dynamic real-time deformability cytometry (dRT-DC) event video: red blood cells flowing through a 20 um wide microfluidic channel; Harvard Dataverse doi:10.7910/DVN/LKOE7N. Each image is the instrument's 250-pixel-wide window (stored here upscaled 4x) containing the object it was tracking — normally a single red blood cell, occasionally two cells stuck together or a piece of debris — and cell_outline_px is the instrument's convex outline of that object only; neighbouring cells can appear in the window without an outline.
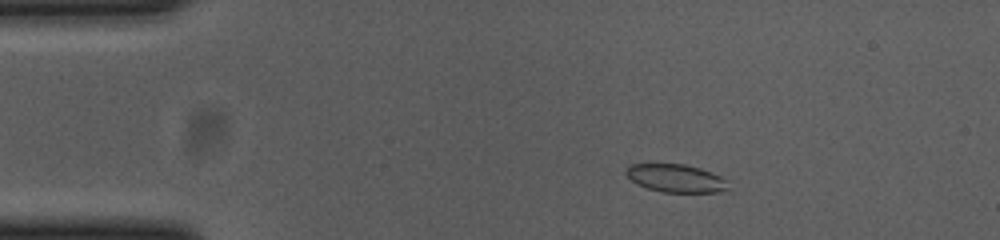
{"species": "common noctule bat (a hibernating species)", "species_latin": "Nyctalus noctula", "temperature_condition": "cold", "stored_images_in_passage": 54, "camera_frame_rate_fps": 3000, "um_per_image_px": 0.085, "animal": {"sex": "female", "body_mass_g": 23.0, "forearm_length_mm": 53.4}, "frame": {"image": 1, "passage_image": 8, "time_ms": 2.333, "image_size_px": [1000, 240], "cell_outline_px": [[728, 188], [716, 192], [664, 192], [648, 188], [636, 184], [624, 172], [632, 164], [684, 164], [700, 168], [712, 172], [728, 180]], "centroid_in_image_um": [57.46, 15.15], "position_along_channel_um": 27.5, "area_um2": 16.53}}
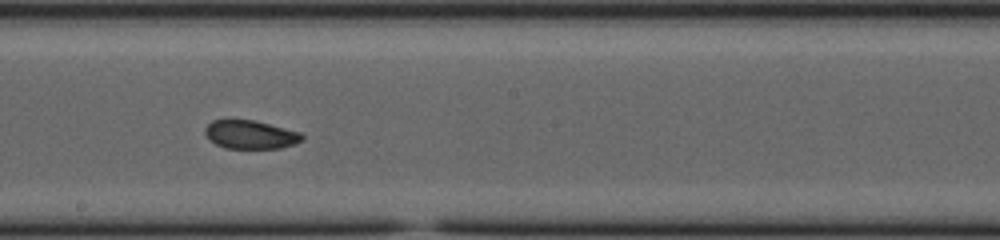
{"frame": {"image": 2, "passage_image": 29, "time_ms": 9.333, "image_size_px": [1000, 240], "cell_outline_px": [[304, 140], [280, 148], [224, 148], [216, 144], [204, 132], [204, 128], [212, 120], [252, 120], [300, 132], [304, 136]], "centroid_in_image_um": [21.29, 11.44], "position_along_channel_um": 226.9, "area_um2": 15.84}}
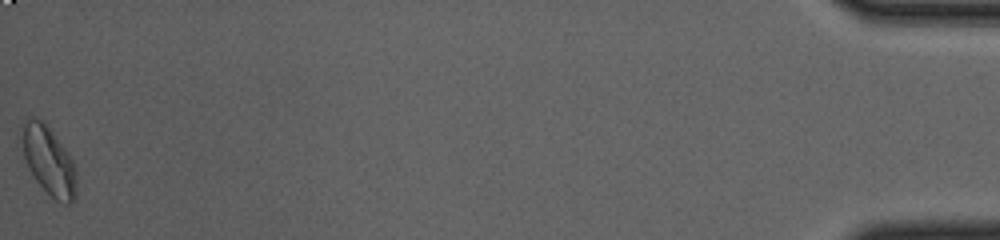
{"frame": {"image": 3, "passage_image": 54, "time_ms": 17.667, "image_size_px": [1000, 240], "cell_outline_px": [[76, 192], [72, 204], [64, 204], [56, 200], [36, 180], [28, 168], [24, 156], [24, 124], [32, 116], [48, 124], [72, 160], [76, 172]], "centroid_in_image_um": [4.19, 13.7], "position_along_channel_um": 431.0, "area_um2": 21.15}, "authors_computed_cell_mechanics": {"area_um2": 17.4267, "velocity_mm_per_s": 3.6816, "shape_relaxation_time_tau1_ms": null, "shape_relaxation_time_tau2_ms": 1.5985, "deformation_change_tau1": null, "deformation_change_tau2": 0.0491}}